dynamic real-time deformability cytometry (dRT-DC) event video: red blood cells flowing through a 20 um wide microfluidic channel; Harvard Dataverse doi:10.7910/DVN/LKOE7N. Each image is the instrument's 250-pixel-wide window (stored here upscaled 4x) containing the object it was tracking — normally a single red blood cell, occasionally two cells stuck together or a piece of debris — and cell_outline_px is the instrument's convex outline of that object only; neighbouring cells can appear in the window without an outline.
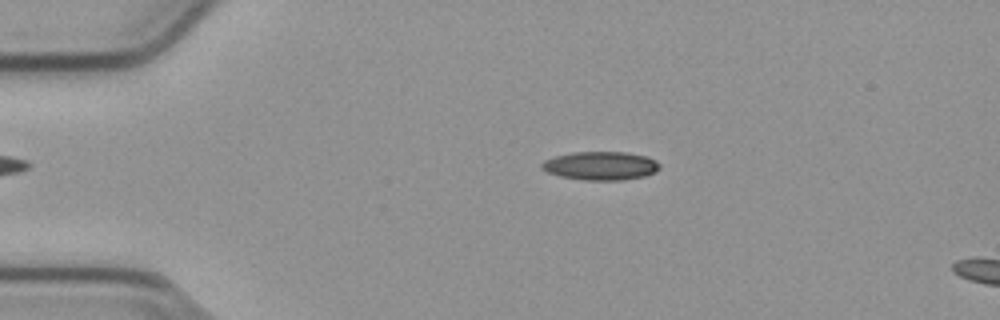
{"species": "common noctule bat (a hibernating species)", "species_latin": "Nyctalus noctula", "temperature_condition": "cold", "stored_images_in_passage": 15, "camera_frame_rate_fps": 3000, "um_per_image_px": 0.085, "animal": {"sex": "male", "body_mass_g": 23.1, "forearm_length_mm": 52.7}, "frame": {"image": 1, "passage_image": 11, "time_ms": 3.333, "image_size_px": [1000, 320], "cell_outline_px": [[660, 168], [656, 172], [644, 176], [624, 180], [584, 180], [560, 176], [548, 172], [540, 168], [540, 164], [544, 160], [556, 156], [572, 152], [628, 152], [648, 156], [656, 160], [660, 164]], "centroid_in_image_um": [51.08, 14.08], "position_along_channel_um": 33.9, "area_um2": 19.77}}